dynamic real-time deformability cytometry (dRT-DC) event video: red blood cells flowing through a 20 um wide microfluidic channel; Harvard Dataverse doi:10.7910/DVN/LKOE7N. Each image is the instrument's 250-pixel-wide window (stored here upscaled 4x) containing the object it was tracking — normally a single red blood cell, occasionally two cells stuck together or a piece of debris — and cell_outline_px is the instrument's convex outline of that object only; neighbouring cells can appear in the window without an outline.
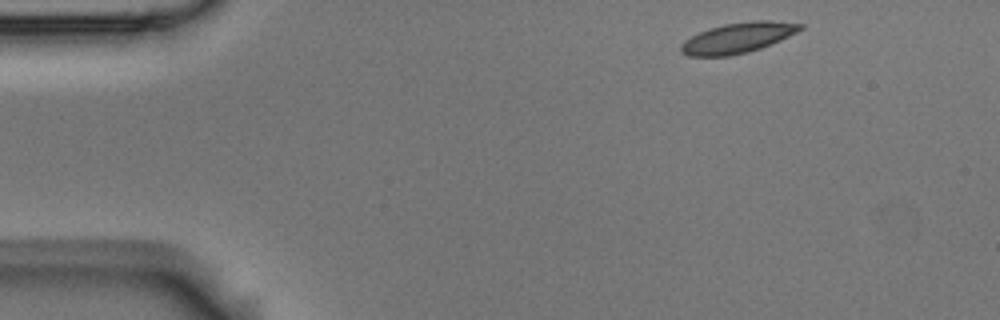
{"species": "Egyptian fruit bat (a non-hibernating species)", "species_latin": "Rousettus aegyptiacus", "temperature_condition": "room temperature", "stored_images_in_passage": 5, "camera_frame_rate_fps": 3000, "um_per_image_px": 0.085, "animal": {"sex": "male"}, "frame": {"image": 1, "passage_image": 1, "time_ms": 0.0, "image_size_px": [1000, 320], "cell_outline_px": [[804, 28], [780, 40], [760, 48], [748, 52], [728, 56], [688, 56], [680, 52], [680, 44], [684, 40], [700, 32], [724, 24], [752, 20], [772, 20], [804, 24]], "centroid_in_image_um": [62.71, 3.21], "position_along_channel_um": 22.3, "area_um2": 21.04}}
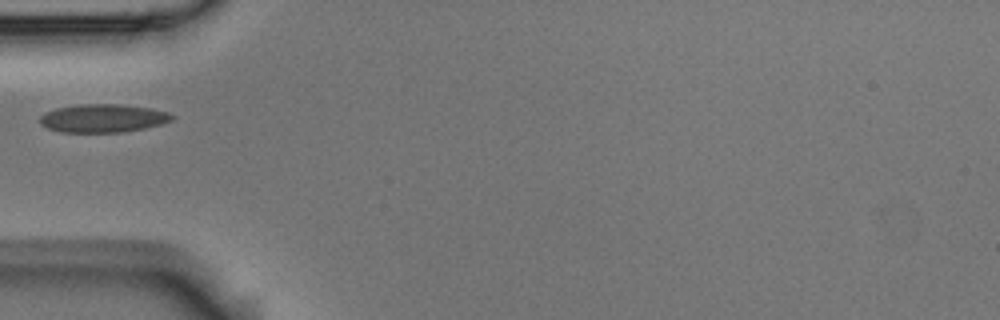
{"frame": {"image": 2, "passage_image": 4, "time_ms": 1.0, "image_size_px": [1000, 320], "cell_outline_px": [[176, 116], [172, 120], [160, 124], [144, 128], [124, 132], [60, 132], [48, 128], [40, 124], [40, 116], [44, 112], [56, 108], [76, 104], [120, 104], [152, 108], [168, 112]], "centroid_in_image_um": [8.75, 10.04], "position_along_channel_um": 76.3, "area_um2": 21.91}}
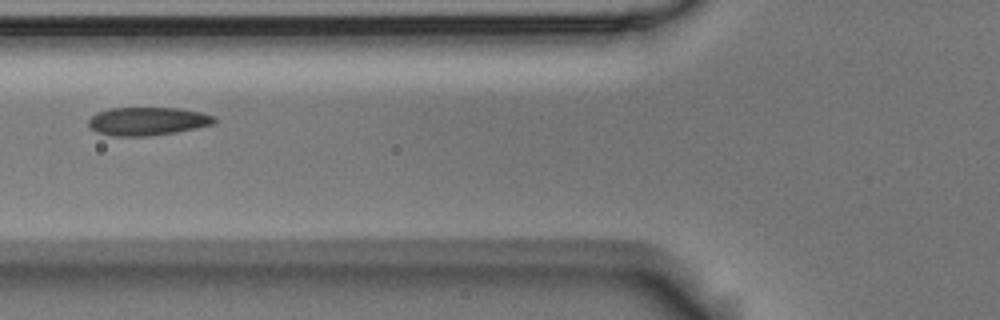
{"frame": {"image": 3, "passage_image": 5, "time_ms": 1.333, "image_size_px": [1000, 320], "cell_outline_px": [[216, 120], [212, 124], [196, 128], [176, 132], [148, 136], [112, 136], [96, 132], [88, 124], [88, 120], [96, 112], [108, 108], [180, 108], [200, 112], [216, 116]], "centroid_in_image_um": [12.52, 10.3], "position_along_channel_um": 113.3, "area_um2": 20.75}}